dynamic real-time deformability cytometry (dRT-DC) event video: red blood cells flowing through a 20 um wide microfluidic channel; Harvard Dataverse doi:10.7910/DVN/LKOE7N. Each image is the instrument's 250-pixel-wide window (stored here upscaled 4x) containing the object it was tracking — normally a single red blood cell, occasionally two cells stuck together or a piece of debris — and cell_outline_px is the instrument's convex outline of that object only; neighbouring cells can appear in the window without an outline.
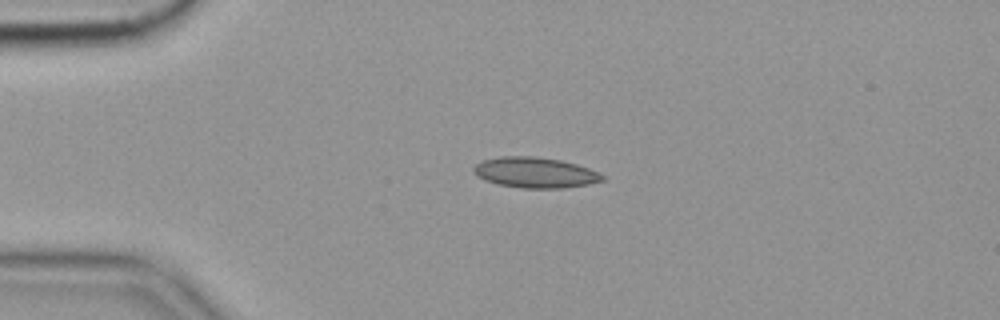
{"species": "common noctule bat (a hibernating species)", "species_latin": "Nyctalus noctula", "temperature_condition": "cold", "stored_images_in_passage": 44, "camera_frame_rate_fps": 3000, "um_per_image_px": 0.085, "animal": {"sex": "female", "body_mass_g": 19.9}, "frame": {"image": 1, "passage_image": 1, "time_ms": 0.0, "image_size_px": [1000, 320], "cell_outline_px": [[604, 180], [588, 184], [560, 188], [524, 188], [496, 184], [484, 180], [476, 176], [472, 172], [472, 168], [476, 164], [484, 160], [500, 156], [536, 156], [560, 160], [576, 164], [588, 168], [604, 176]], "centroid_in_image_um": [45.42, 14.66], "position_along_channel_um": 39.6, "area_um2": 22.89}}
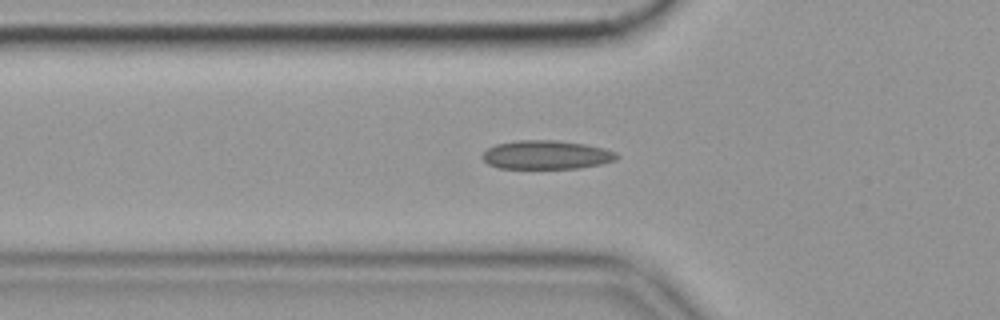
{"frame": {"image": 2, "passage_image": 7, "time_ms": 2.0, "image_size_px": [1000, 320], "cell_outline_px": [[620, 156], [616, 160], [600, 164], [580, 168], [500, 168], [488, 164], [480, 156], [488, 148], [496, 144], [516, 140], [556, 140], [584, 144], [604, 148], [616, 152]], "centroid_in_image_um": [46.44, 13.16], "position_along_channel_um": 79.4, "area_um2": 22.54}, "authors_computed_cell_mechanics": {"area_um2": 21.4727, "velocity_mm_per_s": 3.5643, "shape_relaxation_time_tau1_ms": 5.5146, "shape_relaxation_time_tau2_ms": 3.7356, "deformation_change_tau1": 0.1143, "deformation_change_tau2": 0.0866}}